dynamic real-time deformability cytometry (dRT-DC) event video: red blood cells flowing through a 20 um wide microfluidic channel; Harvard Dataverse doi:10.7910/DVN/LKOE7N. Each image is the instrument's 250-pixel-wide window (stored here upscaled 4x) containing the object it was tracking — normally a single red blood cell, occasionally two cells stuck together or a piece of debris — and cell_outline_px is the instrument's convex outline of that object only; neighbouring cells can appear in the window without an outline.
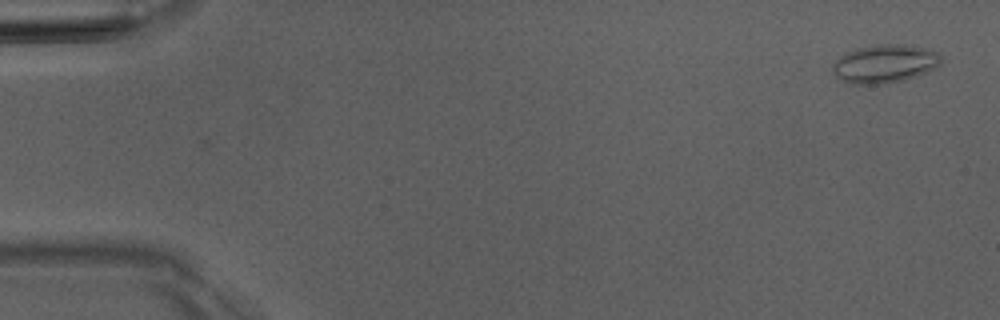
{"species": "Egyptian fruit bat (a non-hibernating species)", "species_latin": "Rousettus aegyptiacus", "temperature_condition": "room temperature", "stored_images_in_passage": 4, "camera_frame_rate_fps": 3000, "um_per_image_px": 0.085, "animal": {"sex": "male"}, "frame": {"image": 1, "passage_image": 1, "time_ms": 0.0, "image_size_px": [1000, 320], "cell_outline_px": [[940, 64], [916, 76], [904, 80], [884, 84], [848, 84], [836, 76], [832, 72], [832, 64], [844, 52], [860, 48], [888, 44], [904, 44], [936, 52], [940, 56]], "centroid_in_image_um": [75.12, 5.44], "position_along_channel_um": 9.9, "area_um2": 23.81}}